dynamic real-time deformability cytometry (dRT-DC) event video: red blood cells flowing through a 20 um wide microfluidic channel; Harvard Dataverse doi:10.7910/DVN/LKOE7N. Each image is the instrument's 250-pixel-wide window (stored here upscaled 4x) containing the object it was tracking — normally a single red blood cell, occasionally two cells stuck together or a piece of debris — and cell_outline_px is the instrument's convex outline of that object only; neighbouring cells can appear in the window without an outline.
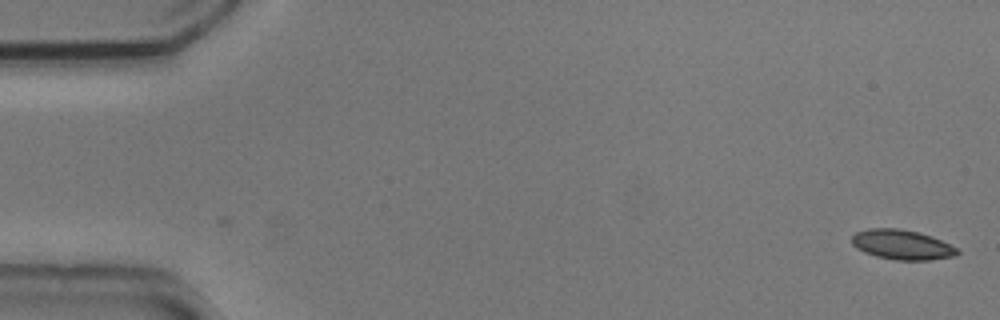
{"species": "common noctule bat (a hibernating species)", "species_latin": "Nyctalus noctula", "temperature_condition": "cold", "stored_images_in_passage": 4, "camera_frame_rate_fps": 3000, "um_per_image_px": 0.085, "animal": {"sex": "male", "body_mass_g": 20.5, "forearm_length_mm": 52.5}, "frame": {"image": 1, "passage_image": 4, "time_ms": 1.0, "image_size_px": [1000, 320], "cell_outline_px": [[960, 252], [956, 256], [932, 260], [896, 260], [876, 256], [864, 252], [856, 248], [852, 244], [852, 236], [856, 232], [868, 228], [900, 228], [920, 232], [932, 236], [956, 248]], "centroid_in_image_um": [76.66, 20.79], "position_along_channel_um": 8.3, "area_um2": 18.44}}